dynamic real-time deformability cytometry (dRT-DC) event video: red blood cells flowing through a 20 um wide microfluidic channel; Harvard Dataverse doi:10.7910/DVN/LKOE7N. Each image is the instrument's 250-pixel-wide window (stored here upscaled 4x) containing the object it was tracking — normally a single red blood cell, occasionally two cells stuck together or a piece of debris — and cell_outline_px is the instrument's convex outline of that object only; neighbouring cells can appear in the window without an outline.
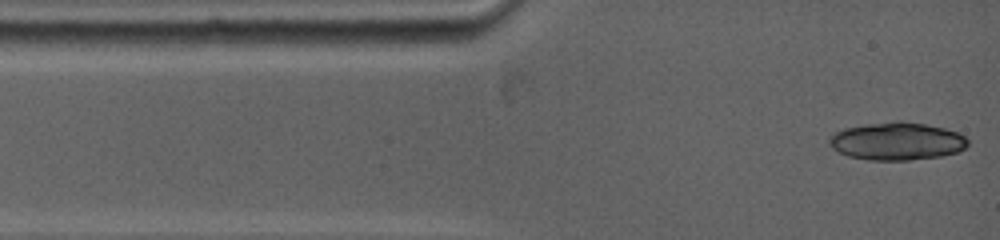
{"species": "common noctule bat (a hibernating species)", "species_latin": "Nyctalus noctula", "temperature_condition": "warm", "stored_images_in_passage": 5, "camera_frame_rate_fps": 5000, "um_per_image_px": 0.085, "animal": {"sex": "female", "body_mass_g": 19.0, "forearm_length_mm": 53.3}, "frame": {"image": 1, "passage_image": 1, "time_ms": 0.0, "image_size_px": [1000, 240], "cell_outline_px": [[968, 144], [964, 148], [956, 152], [940, 156], [908, 160], [872, 160], [848, 156], [832, 148], [828, 144], [828, 140], [836, 132], [844, 128], [868, 124], [896, 120], [900, 120], [924, 124], [944, 128], [956, 132], [964, 136], [968, 140]], "centroid_in_image_um": [76.22, 12.0], "position_along_channel_um": 8.8, "area_um2": 30.29}}